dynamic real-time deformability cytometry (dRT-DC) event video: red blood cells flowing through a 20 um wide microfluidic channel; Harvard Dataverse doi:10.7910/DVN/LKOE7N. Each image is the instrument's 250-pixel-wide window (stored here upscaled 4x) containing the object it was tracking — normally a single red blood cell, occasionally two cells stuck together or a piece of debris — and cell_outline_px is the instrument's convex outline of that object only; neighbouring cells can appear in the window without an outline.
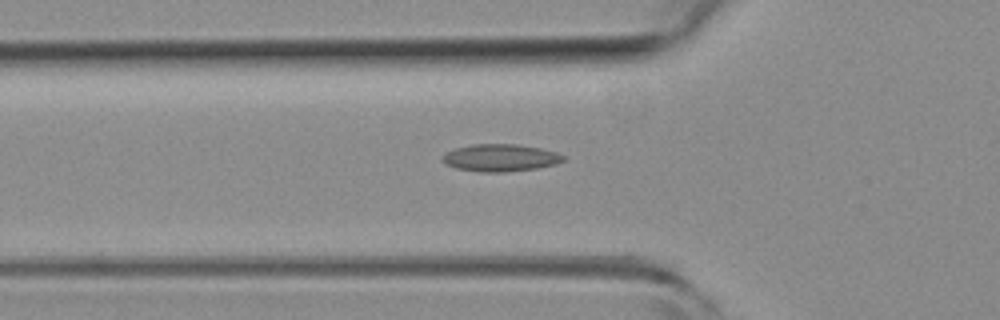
{"species": "common noctule bat (a hibernating species)", "species_latin": "Nyctalus noctula", "temperature_condition": "room temperature", "stored_images_in_passage": 49, "camera_frame_rate_fps": 3000, "um_per_image_px": 0.085, "animal": {"sex": "female", "body_mass_g": 19.3, "forearm_length_mm": 54.1}, "frame": {"image": 1, "passage_image": 17, "time_ms": 5.333, "image_size_px": [1000, 320], "cell_outline_px": [[564, 160], [556, 164], [536, 168], [504, 172], [480, 172], [456, 168], [444, 164], [440, 160], [440, 156], [444, 152], [456, 148], [472, 144], [516, 144], [540, 148], [556, 152], [564, 156]], "centroid_in_image_um": [42.46, 13.41], "position_along_channel_um": 83.3, "area_um2": 19.36}}
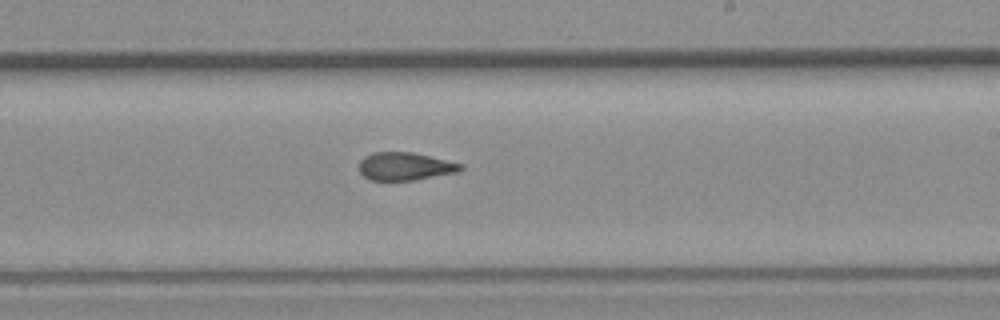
{"frame": {"image": 2, "passage_image": 30, "time_ms": 9.667, "image_size_px": [1000, 320], "cell_outline_px": [[464, 168], [456, 172], [416, 180], [368, 180], [360, 172], [360, 160], [364, 156], [372, 152], [412, 152], [464, 164]], "centroid_in_image_um": [34.42, 14.14], "position_along_channel_um": 254.6, "area_um2": 16.53}}
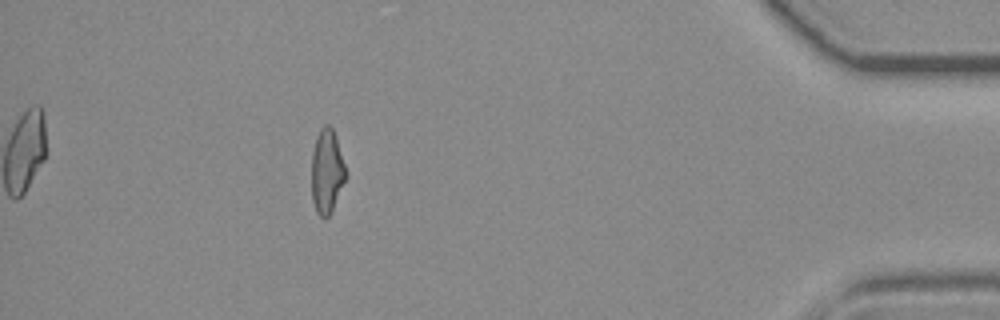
{"frame": {"image": 3, "passage_image": 46, "time_ms": 15.0, "image_size_px": [1000, 320], "cell_outline_px": [[348, 176], [332, 212], [328, 216], [320, 216], [316, 212], [312, 200], [312, 152], [316, 136], [320, 128], [324, 124], [328, 124], [332, 128], [336, 136]], "centroid_in_image_um": [27.8, 14.56], "position_along_channel_um": 407.4, "area_um2": 17.05}, "authors_computed_cell_mechanics": {"area_um2": 17.4556, "velocity_mm_per_s": 3.9401, "shape_relaxation_time_tau1_ms": null, "shape_relaxation_time_tau2_ms": 2.1677, "deformation_change_tau1": null, "deformation_change_tau2": 0.0996}}